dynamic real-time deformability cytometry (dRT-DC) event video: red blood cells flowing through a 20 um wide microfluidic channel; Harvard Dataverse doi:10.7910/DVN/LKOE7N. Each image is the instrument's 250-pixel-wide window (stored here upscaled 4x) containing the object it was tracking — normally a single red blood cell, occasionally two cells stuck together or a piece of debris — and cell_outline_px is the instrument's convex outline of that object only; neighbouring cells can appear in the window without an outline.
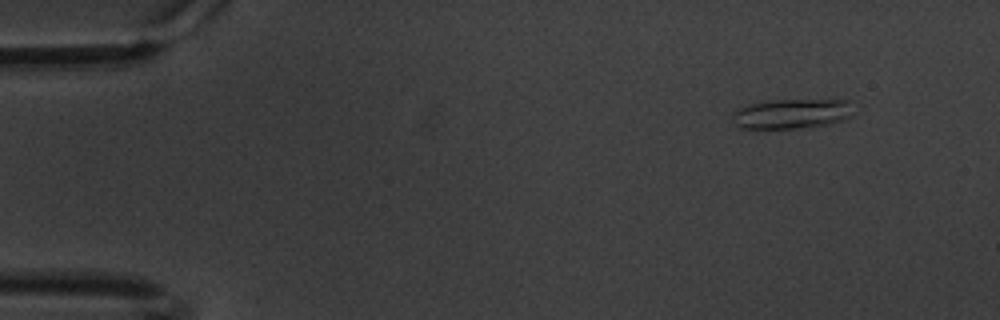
{"species": "common noctule bat (a hibernating species)", "species_latin": "Nyctalus noctula", "temperature_condition": "warm", "stored_images_in_passage": 8, "camera_frame_rate_fps": 3000, "um_per_image_px": 0.085, "animal": {"sex": "male", "body_mass_g": 20.1, "forearm_length_mm": 53.5}, "frame": {"image": 1, "passage_image": 1, "time_ms": 0.0, "image_size_px": [1000, 320], "cell_outline_px": [[852, 116], [844, 120], [812, 128], [744, 128], [736, 124], [732, 116], [740, 108], [748, 104], [776, 100], [848, 100]], "centroid_in_image_um": [67.34, 9.68], "position_along_channel_um": 17.7, "area_um2": 20.75}}